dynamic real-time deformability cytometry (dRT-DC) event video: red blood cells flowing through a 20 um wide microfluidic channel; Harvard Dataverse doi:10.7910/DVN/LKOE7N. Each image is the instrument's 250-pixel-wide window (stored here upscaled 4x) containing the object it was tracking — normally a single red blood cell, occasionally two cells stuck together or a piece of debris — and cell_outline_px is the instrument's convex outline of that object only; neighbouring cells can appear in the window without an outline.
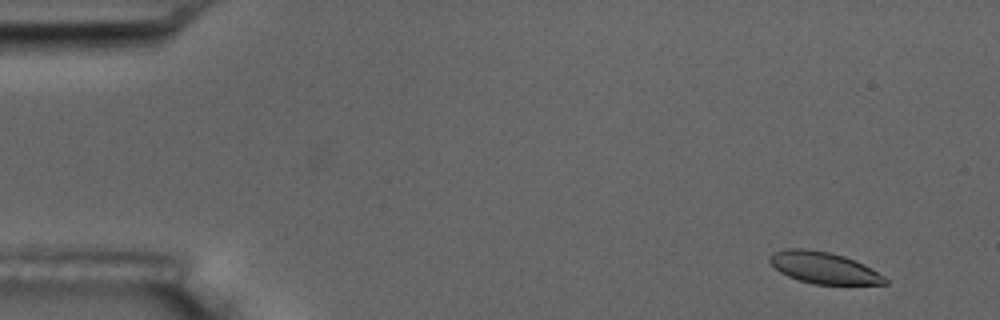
{"species": "common noctule bat (a hibernating species)", "species_latin": "Nyctalus noctula", "temperature_condition": "room temperature", "stored_images_in_passage": 4, "camera_frame_rate_fps": 3000, "um_per_image_px": 0.085, "animal": {"sex": "male", "body_mass_g": 17.5, "forearm_length_mm": 52.3}, "frame": {"image": 1, "passage_image": 1, "time_ms": 0.0, "image_size_px": [1000, 320], "cell_outline_px": [[888, 284], [812, 284], [788, 276], [780, 272], [768, 260], [768, 256], [772, 252], [788, 248], [808, 248], [828, 252], [844, 256], [856, 260], [864, 264], [884, 276], [888, 280]], "centroid_in_image_um": [70.0, 22.75], "position_along_channel_um": 15.0, "area_um2": 21.27}}
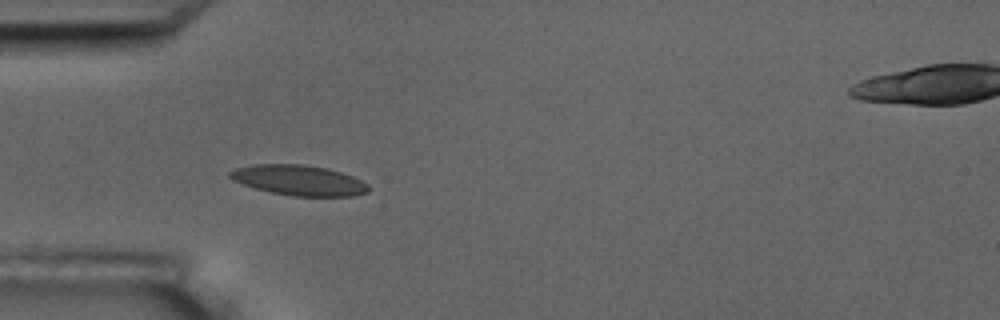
{"frame": {"image": 2, "passage_image": 4, "time_ms": 4.333, "image_size_px": [1000, 320], "cell_outline_px": [[372, 188], [368, 192], [352, 196], [292, 196], [272, 192], [256, 188], [232, 180], [228, 176], [228, 172], [236, 168], [252, 164], [304, 164], [324, 168], [340, 172], [352, 176], [368, 184]], "centroid_in_image_um": [25.41, 15.32], "position_along_channel_um": 59.6, "area_um2": 24.39}}